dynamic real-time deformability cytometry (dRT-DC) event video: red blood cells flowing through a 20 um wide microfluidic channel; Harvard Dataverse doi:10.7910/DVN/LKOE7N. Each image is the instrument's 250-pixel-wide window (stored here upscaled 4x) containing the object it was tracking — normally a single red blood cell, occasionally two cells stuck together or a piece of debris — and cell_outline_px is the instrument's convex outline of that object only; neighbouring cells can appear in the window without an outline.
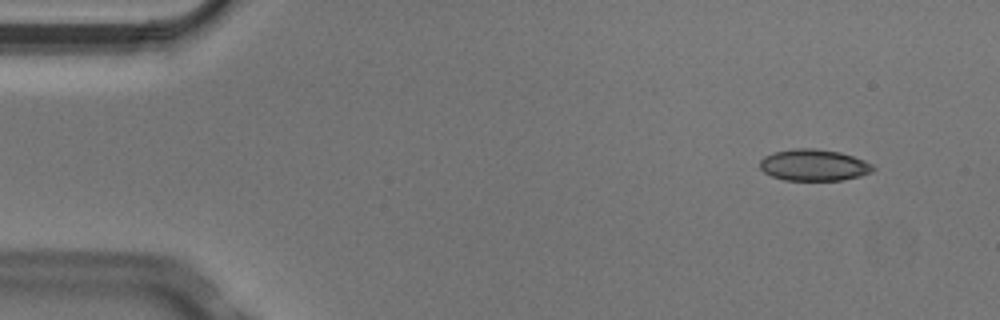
{"species": "Egyptian fruit bat (a non-hibernating species)", "species_latin": "Rousettus aegyptiacus", "temperature_condition": "cold", "stored_images_in_passage": 6, "camera_frame_rate_fps": 3000, "um_per_image_px": 0.085, "animal": {"sex": "male"}, "frame": {"image": 1, "passage_image": 2, "time_ms": 0.333, "image_size_px": [1000, 320], "cell_outline_px": [[876, 168], [872, 172], [860, 176], [844, 180], [784, 180], [772, 176], [764, 172], [760, 168], [760, 160], [764, 156], [772, 152], [796, 148], [812, 148], [840, 152], [864, 160], [872, 164]], "centroid_in_image_um": [69.18, 14.03], "position_along_channel_um": 15.8, "area_um2": 20.87}}